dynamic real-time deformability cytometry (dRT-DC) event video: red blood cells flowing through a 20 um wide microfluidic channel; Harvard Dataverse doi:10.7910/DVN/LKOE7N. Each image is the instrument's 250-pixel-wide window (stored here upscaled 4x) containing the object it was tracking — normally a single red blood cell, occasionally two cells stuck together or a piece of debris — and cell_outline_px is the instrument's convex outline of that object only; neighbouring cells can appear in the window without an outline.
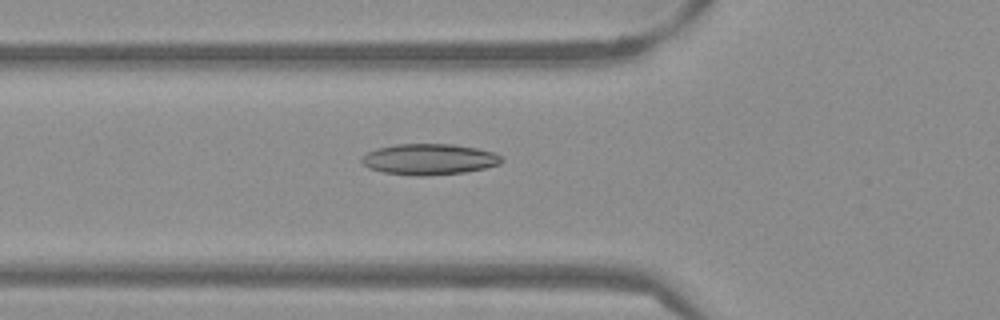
{"species": "Egyptian fruit bat (a non-hibernating species)", "species_latin": "Rousettus aegyptiacus", "temperature_condition": "warm", "stored_images_in_passage": 39, "camera_frame_rate_fps": 3000, "um_per_image_px": 0.085, "frame": {"image": 1, "passage_image": 6, "time_ms": 1.667, "image_size_px": [1000, 320], "cell_outline_px": [[504, 160], [500, 164], [484, 168], [464, 172], [428, 176], [416, 176], [384, 172], [368, 168], [360, 160], [360, 156], [376, 148], [396, 144], [452, 144], [476, 148], [492, 152], [500, 156]], "centroid_in_image_um": [36.44, 13.54], "position_along_channel_um": 89.4, "area_um2": 25.26}}
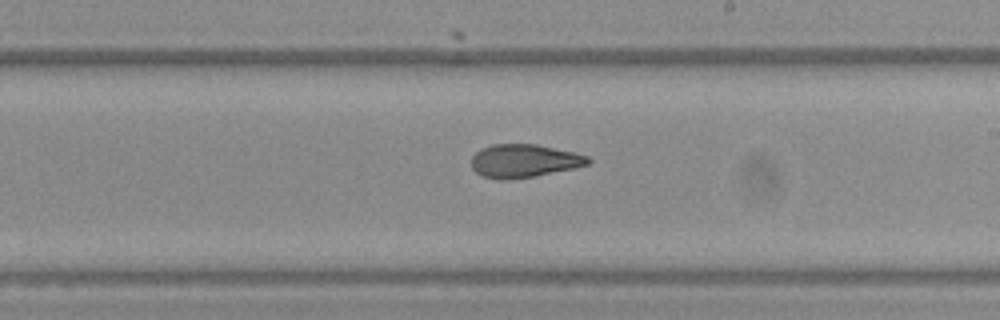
{"frame": {"image": 2, "passage_image": 18, "time_ms": 5.667, "image_size_px": [1000, 320], "cell_outline_px": [[592, 160], [588, 164], [572, 168], [532, 176], [508, 180], [500, 180], [484, 176], [476, 172], [472, 168], [472, 156], [480, 148], [492, 144], [536, 144], [572, 152], [588, 156]], "centroid_in_image_um": [44.5, 13.66], "position_along_channel_um": 244.5, "area_um2": 22.31}}
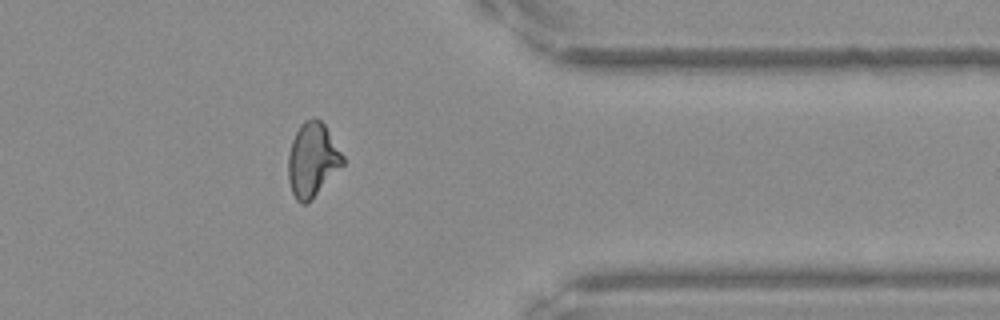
{"frame": {"image": 3, "passage_image": 30, "time_ms": 9.667, "image_size_px": [1000, 320], "cell_outline_px": [[344, 164], [312, 200], [308, 204], [300, 204], [296, 200], [292, 192], [288, 180], [288, 152], [292, 140], [300, 124], [304, 120], [312, 116], [316, 116], [324, 124], [344, 156]], "centroid_in_image_um": [26.54, 13.59], "position_along_channel_um": 384.9, "area_um2": 23.87}, "authors_computed_cell_mechanics": {"area_um2": 23.0622, "velocity_mm_per_s": 3.857, "shape_relaxation_time_tau1_ms": null, "shape_relaxation_time_tau2_ms": 1.7738, "deformation_change_tau1": null, "deformation_change_tau2": 0.0915}}